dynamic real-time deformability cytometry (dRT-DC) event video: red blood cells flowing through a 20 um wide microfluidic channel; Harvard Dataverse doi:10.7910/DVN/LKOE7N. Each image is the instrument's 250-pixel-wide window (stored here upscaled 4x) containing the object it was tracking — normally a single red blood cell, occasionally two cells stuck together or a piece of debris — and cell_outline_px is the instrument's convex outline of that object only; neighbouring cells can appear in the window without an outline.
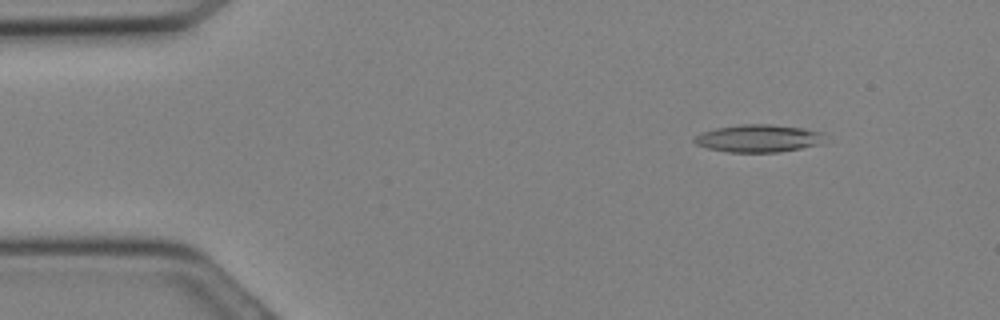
{"species": "Egyptian fruit bat (a non-hibernating species)", "species_latin": "Rousettus aegyptiacus", "temperature_condition": "cold", "stored_images_in_passage": 13, "camera_frame_rate_fps": 3000, "um_per_image_px": 0.085, "animal": {"sex": "female"}, "frame": {"image": 1, "passage_image": 4, "time_ms": 1.0, "image_size_px": [1000, 320], "cell_outline_px": [[824, 144], [780, 152], [724, 152], [708, 148], [696, 144], [692, 140], [700, 132], [716, 128], [740, 124], [772, 124], [804, 128], [824, 132]], "centroid_in_image_um": [64.5, 11.76], "position_along_channel_um": 20.5, "area_um2": 21.33}}
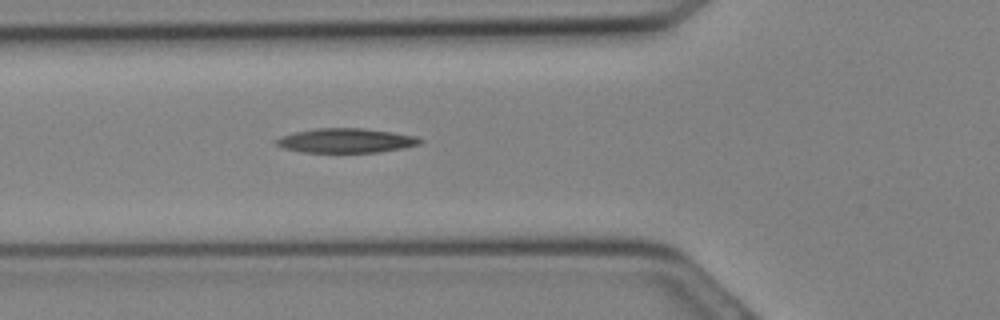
{"frame": {"image": 2, "passage_image": 11, "time_ms": 3.333, "image_size_px": [1000, 320], "cell_outline_px": [[424, 140], [420, 144], [404, 148], [380, 152], [300, 152], [284, 148], [276, 144], [276, 140], [280, 136], [292, 132], [316, 128], [364, 128], [392, 132], [416, 136]], "centroid_in_image_um": [29.41, 11.94], "position_along_channel_um": 96.4, "area_um2": 20.58}}
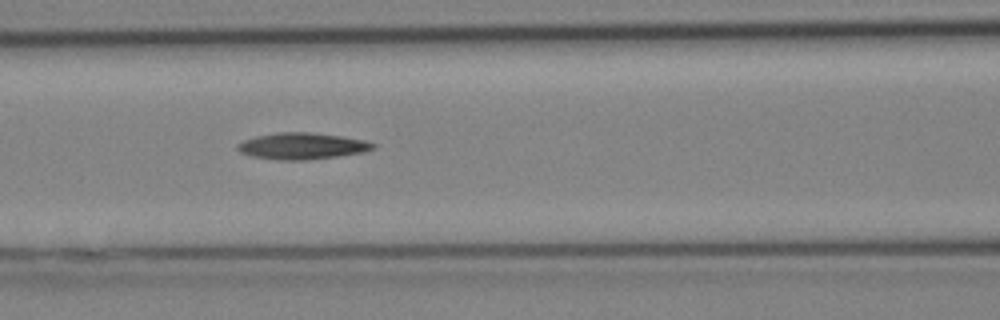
{"frame": {"image": 3, "passage_image": 13, "time_ms": 4.0, "image_size_px": [1000, 320], "cell_outline_px": [[376, 148], [364, 152], [336, 156], [304, 160], [280, 160], [252, 156], [240, 152], [236, 148], [236, 144], [244, 140], [256, 136], [280, 132], [308, 132], [340, 136], [364, 140], [376, 144]], "centroid_in_image_um": [25.66, 12.41], "position_along_channel_um": 140.9, "area_um2": 20.75}}